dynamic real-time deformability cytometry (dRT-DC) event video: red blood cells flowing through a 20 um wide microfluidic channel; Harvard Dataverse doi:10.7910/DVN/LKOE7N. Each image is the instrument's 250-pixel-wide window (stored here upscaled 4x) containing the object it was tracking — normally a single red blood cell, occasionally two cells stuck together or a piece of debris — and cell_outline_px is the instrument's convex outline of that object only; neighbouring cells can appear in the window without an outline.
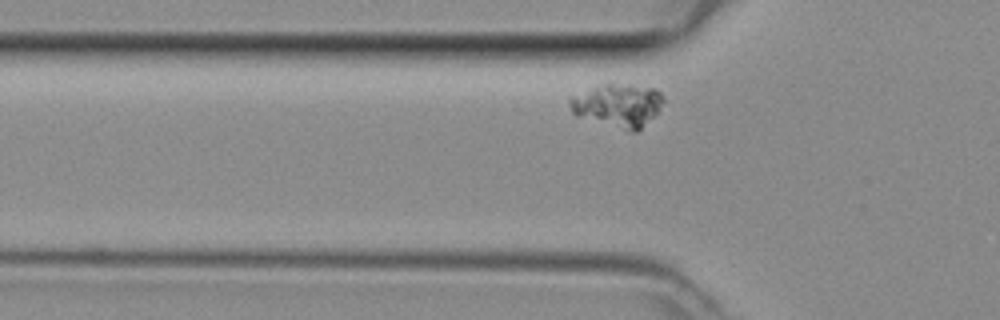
{"species": "common noctule bat (a hibernating species)", "species_latin": "Nyctalus noctula", "temperature_condition": "room temperature", "stored_images_in_passage": 28, "camera_frame_rate_fps": 3000, "um_per_image_px": 0.085, "animal": {"sex": "female", "body_mass_g": 29.2, "forearm_length_mm": 56.3}, "frame": {"image": 1, "passage_image": 4, "time_ms": 1.0, "image_size_px": [1000, 320], "cell_outline_px": [[664, 100], [660, 112], [636, 132], [628, 132], [576, 116], [572, 112], [568, 104], [568, 96], [592, 84], [612, 84], [656, 88], [664, 96]], "centroid_in_image_um": [52.46, 8.95], "position_along_channel_um": 73.3, "area_um2": 24.45}}
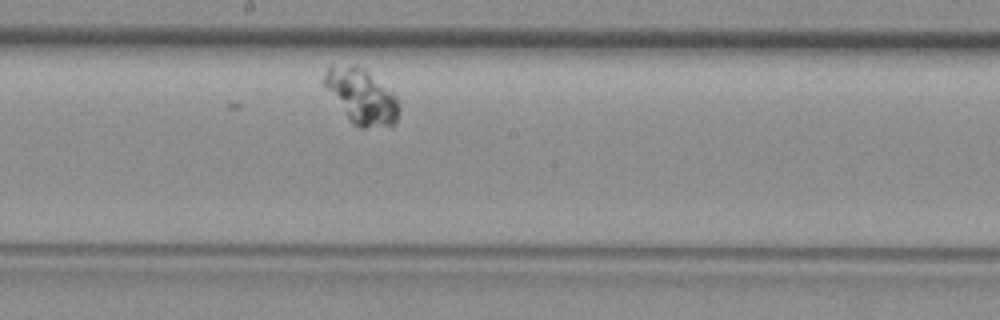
{"frame": {"image": 2, "passage_image": 15, "time_ms": 4.667, "image_size_px": [1000, 320], "cell_outline_px": [[400, 108], [396, 124], [392, 128], [360, 128], [352, 124], [348, 120], [324, 88], [324, 72], [328, 64], [356, 64], [364, 68], [392, 92], [396, 96]], "centroid_in_image_um": [30.71, 8.21], "position_along_channel_um": 217.5, "area_um2": 24.85}}
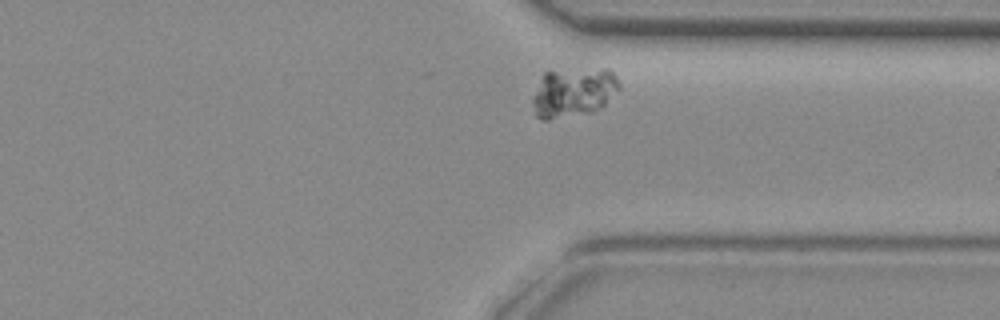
{"frame": {"image": 3, "passage_image": 26, "time_ms": 8.333, "image_size_px": [1000, 320], "cell_outline_px": [[620, 88], [600, 108], [592, 112], [548, 120], [544, 120], [536, 116], [532, 104], [532, 96], [544, 72], [604, 68], [608, 68], [616, 76], [620, 84]], "centroid_in_image_um": [48.73, 7.86], "position_along_channel_um": 362.7, "area_um2": 24.8}}